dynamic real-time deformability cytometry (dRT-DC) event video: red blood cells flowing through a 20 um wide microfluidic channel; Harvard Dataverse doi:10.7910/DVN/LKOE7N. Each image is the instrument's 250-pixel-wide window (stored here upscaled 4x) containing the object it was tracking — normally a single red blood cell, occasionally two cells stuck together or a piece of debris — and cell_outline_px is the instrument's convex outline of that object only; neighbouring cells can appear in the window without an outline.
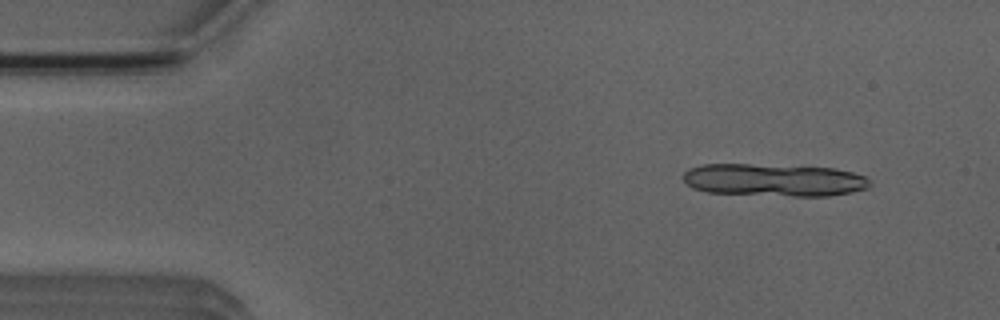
{"species": "Egyptian fruit bat (a non-hibernating species)", "species_latin": "Rousettus aegyptiacus", "temperature_condition": "room temperature", "stored_images_in_passage": 8, "segment_of_instrument_passage": [1, 2], "camera_frame_rate_fps": 3000, "um_per_image_px": 0.085, "animal": {"sex": "male"}, "frame": {"image": 1, "passage_image": 2, "time_ms": 1.0, "image_size_px": [1000, 320], "cell_outline_px": [[872, 184], [868, 188], [852, 192], [828, 196], [792, 196], [708, 192], [692, 188], [684, 180], [684, 172], [688, 168], [704, 164], [748, 164], [832, 168], [852, 172], [864, 176], [872, 180]], "centroid_in_image_um": [65.81, 15.3], "position_along_channel_um": 19.2, "area_um2": 35.37}}